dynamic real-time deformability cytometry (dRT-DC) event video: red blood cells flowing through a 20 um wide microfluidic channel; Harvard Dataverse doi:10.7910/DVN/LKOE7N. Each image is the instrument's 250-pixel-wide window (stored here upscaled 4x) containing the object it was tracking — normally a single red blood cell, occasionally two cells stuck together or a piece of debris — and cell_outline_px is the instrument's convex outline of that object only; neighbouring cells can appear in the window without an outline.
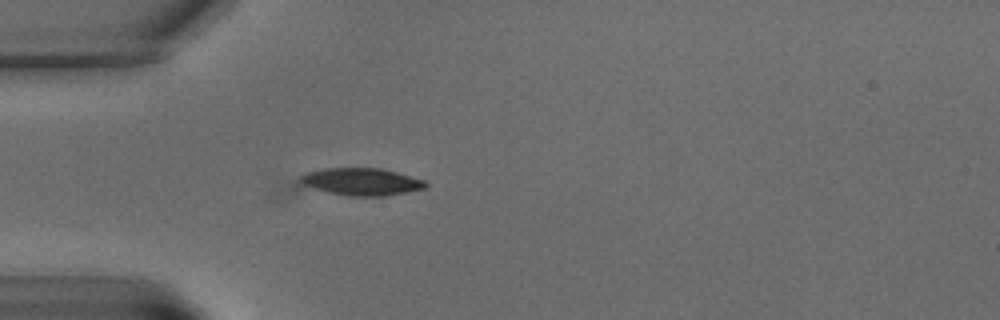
{"species": "common noctule bat (a hibernating species)", "species_latin": "Nyctalus noctula", "temperature_condition": "warm", "stored_images_in_passage": 8, "camera_frame_rate_fps": 3000, "um_per_image_px": 0.085, "animal": {"sex": "male", "body_mass_g": 15.6}, "frame": {"image": 1, "passage_image": 8, "time_ms": 9.0, "image_size_px": [1000, 320], "cell_outline_px": [[428, 184], [424, 188], [384, 196], [276, 204], [268, 200], [268, 192], [280, 184], [288, 180], [308, 172], [324, 168], [384, 168], [424, 180]], "centroid_in_image_um": [29.2, 15.74], "position_along_channel_um": 55.8, "area_um2": 28.32}}